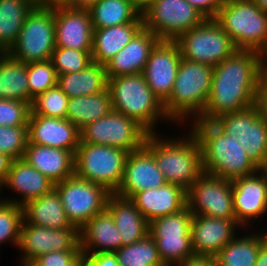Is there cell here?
<instances>
[{"instance_id":"cell-12","label":"cell","mask_w":267,"mask_h":266,"mask_svg":"<svg viewBox=\"0 0 267 266\" xmlns=\"http://www.w3.org/2000/svg\"><path fill=\"white\" fill-rule=\"evenodd\" d=\"M149 132L136 120L115 110L80 130V142L123 149L128 153L142 148Z\"/></svg>"},{"instance_id":"cell-16","label":"cell","mask_w":267,"mask_h":266,"mask_svg":"<svg viewBox=\"0 0 267 266\" xmlns=\"http://www.w3.org/2000/svg\"><path fill=\"white\" fill-rule=\"evenodd\" d=\"M17 248L21 251L22 266L49 252L81 250L79 229L76 226L56 229L22 222Z\"/></svg>"},{"instance_id":"cell-13","label":"cell","mask_w":267,"mask_h":266,"mask_svg":"<svg viewBox=\"0 0 267 266\" xmlns=\"http://www.w3.org/2000/svg\"><path fill=\"white\" fill-rule=\"evenodd\" d=\"M68 220L78 229L107 207L112 194L102 185L87 181L75 174L55 183Z\"/></svg>"},{"instance_id":"cell-29","label":"cell","mask_w":267,"mask_h":266,"mask_svg":"<svg viewBox=\"0 0 267 266\" xmlns=\"http://www.w3.org/2000/svg\"><path fill=\"white\" fill-rule=\"evenodd\" d=\"M144 27L142 14L132 23L94 29L92 60L106 65Z\"/></svg>"},{"instance_id":"cell-57","label":"cell","mask_w":267,"mask_h":266,"mask_svg":"<svg viewBox=\"0 0 267 266\" xmlns=\"http://www.w3.org/2000/svg\"><path fill=\"white\" fill-rule=\"evenodd\" d=\"M262 173L265 175L267 179V162L264 164V166L260 169Z\"/></svg>"},{"instance_id":"cell-8","label":"cell","mask_w":267,"mask_h":266,"mask_svg":"<svg viewBox=\"0 0 267 266\" xmlns=\"http://www.w3.org/2000/svg\"><path fill=\"white\" fill-rule=\"evenodd\" d=\"M55 47L54 8L34 6L8 54L27 64L50 60Z\"/></svg>"},{"instance_id":"cell-18","label":"cell","mask_w":267,"mask_h":266,"mask_svg":"<svg viewBox=\"0 0 267 266\" xmlns=\"http://www.w3.org/2000/svg\"><path fill=\"white\" fill-rule=\"evenodd\" d=\"M232 188L236 222L249 231L247 227L251 226V222L267 214V179L259 170L250 176L232 180Z\"/></svg>"},{"instance_id":"cell-4","label":"cell","mask_w":267,"mask_h":266,"mask_svg":"<svg viewBox=\"0 0 267 266\" xmlns=\"http://www.w3.org/2000/svg\"><path fill=\"white\" fill-rule=\"evenodd\" d=\"M212 76L213 67L181 59L171 95L163 104L173 124L176 122L181 125L187 121L188 124L203 114L209 99Z\"/></svg>"},{"instance_id":"cell-2","label":"cell","mask_w":267,"mask_h":266,"mask_svg":"<svg viewBox=\"0 0 267 266\" xmlns=\"http://www.w3.org/2000/svg\"><path fill=\"white\" fill-rule=\"evenodd\" d=\"M190 129L201 147L203 172L226 180L250 176L260 168L213 121L192 120Z\"/></svg>"},{"instance_id":"cell-5","label":"cell","mask_w":267,"mask_h":266,"mask_svg":"<svg viewBox=\"0 0 267 266\" xmlns=\"http://www.w3.org/2000/svg\"><path fill=\"white\" fill-rule=\"evenodd\" d=\"M108 89L112 109L136 120L149 133H156L155 125L159 120L173 123L147 85L143 73L108 78Z\"/></svg>"},{"instance_id":"cell-45","label":"cell","mask_w":267,"mask_h":266,"mask_svg":"<svg viewBox=\"0 0 267 266\" xmlns=\"http://www.w3.org/2000/svg\"><path fill=\"white\" fill-rule=\"evenodd\" d=\"M206 18H215L225 0H186Z\"/></svg>"},{"instance_id":"cell-36","label":"cell","mask_w":267,"mask_h":266,"mask_svg":"<svg viewBox=\"0 0 267 266\" xmlns=\"http://www.w3.org/2000/svg\"><path fill=\"white\" fill-rule=\"evenodd\" d=\"M0 99L22 100L29 103L27 64L0 53Z\"/></svg>"},{"instance_id":"cell-14","label":"cell","mask_w":267,"mask_h":266,"mask_svg":"<svg viewBox=\"0 0 267 266\" xmlns=\"http://www.w3.org/2000/svg\"><path fill=\"white\" fill-rule=\"evenodd\" d=\"M234 142L244 147L248 157L261 169L267 162V122L251 106L227 113L213 121Z\"/></svg>"},{"instance_id":"cell-17","label":"cell","mask_w":267,"mask_h":266,"mask_svg":"<svg viewBox=\"0 0 267 266\" xmlns=\"http://www.w3.org/2000/svg\"><path fill=\"white\" fill-rule=\"evenodd\" d=\"M182 56L175 41L160 40L143 71L147 85L164 104L170 97Z\"/></svg>"},{"instance_id":"cell-47","label":"cell","mask_w":267,"mask_h":266,"mask_svg":"<svg viewBox=\"0 0 267 266\" xmlns=\"http://www.w3.org/2000/svg\"><path fill=\"white\" fill-rule=\"evenodd\" d=\"M254 107L260 117L267 122V81L260 79L254 97Z\"/></svg>"},{"instance_id":"cell-51","label":"cell","mask_w":267,"mask_h":266,"mask_svg":"<svg viewBox=\"0 0 267 266\" xmlns=\"http://www.w3.org/2000/svg\"><path fill=\"white\" fill-rule=\"evenodd\" d=\"M255 266H267V242L260 248Z\"/></svg>"},{"instance_id":"cell-31","label":"cell","mask_w":267,"mask_h":266,"mask_svg":"<svg viewBox=\"0 0 267 266\" xmlns=\"http://www.w3.org/2000/svg\"><path fill=\"white\" fill-rule=\"evenodd\" d=\"M57 86L69 98L100 93L108 88L106 67L92 62L82 71L59 74Z\"/></svg>"},{"instance_id":"cell-55","label":"cell","mask_w":267,"mask_h":266,"mask_svg":"<svg viewBox=\"0 0 267 266\" xmlns=\"http://www.w3.org/2000/svg\"><path fill=\"white\" fill-rule=\"evenodd\" d=\"M261 10L267 11V0H252Z\"/></svg>"},{"instance_id":"cell-15","label":"cell","mask_w":267,"mask_h":266,"mask_svg":"<svg viewBox=\"0 0 267 266\" xmlns=\"http://www.w3.org/2000/svg\"><path fill=\"white\" fill-rule=\"evenodd\" d=\"M187 207L193 215L236 221L232 181L203 172L187 190Z\"/></svg>"},{"instance_id":"cell-24","label":"cell","mask_w":267,"mask_h":266,"mask_svg":"<svg viewBox=\"0 0 267 266\" xmlns=\"http://www.w3.org/2000/svg\"><path fill=\"white\" fill-rule=\"evenodd\" d=\"M160 41L150 30L142 28L133 39L105 65L108 78L143 73L155 45Z\"/></svg>"},{"instance_id":"cell-26","label":"cell","mask_w":267,"mask_h":266,"mask_svg":"<svg viewBox=\"0 0 267 266\" xmlns=\"http://www.w3.org/2000/svg\"><path fill=\"white\" fill-rule=\"evenodd\" d=\"M82 254L115 253L121 238L110 211L106 208L79 229Z\"/></svg>"},{"instance_id":"cell-11","label":"cell","mask_w":267,"mask_h":266,"mask_svg":"<svg viewBox=\"0 0 267 266\" xmlns=\"http://www.w3.org/2000/svg\"><path fill=\"white\" fill-rule=\"evenodd\" d=\"M144 28L160 40L175 41L206 17L186 0H151L141 9Z\"/></svg>"},{"instance_id":"cell-27","label":"cell","mask_w":267,"mask_h":266,"mask_svg":"<svg viewBox=\"0 0 267 266\" xmlns=\"http://www.w3.org/2000/svg\"><path fill=\"white\" fill-rule=\"evenodd\" d=\"M23 159L53 183L74 175L75 155L69 150L28 143Z\"/></svg>"},{"instance_id":"cell-43","label":"cell","mask_w":267,"mask_h":266,"mask_svg":"<svg viewBox=\"0 0 267 266\" xmlns=\"http://www.w3.org/2000/svg\"><path fill=\"white\" fill-rule=\"evenodd\" d=\"M30 112L27 101L0 99V126H27Z\"/></svg>"},{"instance_id":"cell-41","label":"cell","mask_w":267,"mask_h":266,"mask_svg":"<svg viewBox=\"0 0 267 266\" xmlns=\"http://www.w3.org/2000/svg\"><path fill=\"white\" fill-rule=\"evenodd\" d=\"M51 61L58 75L82 71L93 62L91 53L64 47H55Z\"/></svg>"},{"instance_id":"cell-58","label":"cell","mask_w":267,"mask_h":266,"mask_svg":"<svg viewBox=\"0 0 267 266\" xmlns=\"http://www.w3.org/2000/svg\"><path fill=\"white\" fill-rule=\"evenodd\" d=\"M35 6L41 7V0H30Z\"/></svg>"},{"instance_id":"cell-28","label":"cell","mask_w":267,"mask_h":266,"mask_svg":"<svg viewBox=\"0 0 267 266\" xmlns=\"http://www.w3.org/2000/svg\"><path fill=\"white\" fill-rule=\"evenodd\" d=\"M106 208L112 214L119 231L121 247L138 242L148 235L149 222L130 199L112 193L108 197Z\"/></svg>"},{"instance_id":"cell-37","label":"cell","mask_w":267,"mask_h":266,"mask_svg":"<svg viewBox=\"0 0 267 266\" xmlns=\"http://www.w3.org/2000/svg\"><path fill=\"white\" fill-rule=\"evenodd\" d=\"M115 254L119 266H165L149 234L138 242L121 247Z\"/></svg>"},{"instance_id":"cell-10","label":"cell","mask_w":267,"mask_h":266,"mask_svg":"<svg viewBox=\"0 0 267 266\" xmlns=\"http://www.w3.org/2000/svg\"><path fill=\"white\" fill-rule=\"evenodd\" d=\"M192 217V212L186 206L179 212L149 222L148 234L155 241L159 257L165 266H176L195 255L191 240Z\"/></svg>"},{"instance_id":"cell-19","label":"cell","mask_w":267,"mask_h":266,"mask_svg":"<svg viewBox=\"0 0 267 266\" xmlns=\"http://www.w3.org/2000/svg\"><path fill=\"white\" fill-rule=\"evenodd\" d=\"M166 182L152 153L143 146L128 153L121 184L114 194L130 199L135 193L158 188Z\"/></svg>"},{"instance_id":"cell-40","label":"cell","mask_w":267,"mask_h":266,"mask_svg":"<svg viewBox=\"0 0 267 266\" xmlns=\"http://www.w3.org/2000/svg\"><path fill=\"white\" fill-rule=\"evenodd\" d=\"M22 222V206L10 202L0 204V246L10 242L17 249Z\"/></svg>"},{"instance_id":"cell-49","label":"cell","mask_w":267,"mask_h":266,"mask_svg":"<svg viewBox=\"0 0 267 266\" xmlns=\"http://www.w3.org/2000/svg\"><path fill=\"white\" fill-rule=\"evenodd\" d=\"M13 160L9 155L0 153V181L3 184L7 179Z\"/></svg>"},{"instance_id":"cell-54","label":"cell","mask_w":267,"mask_h":266,"mask_svg":"<svg viewBox=\"0 0 267 266\" xmlns=\"http://www.w3.org/2000/svg\"><path fill=\"white\" fill-rule=\"evenodd\" d=\"M68 266H85V256L81 253L70 265Z\"/></svg>"},{"instance_id":"cell-44","label":"cell","mask_w":267,"mask_h":266,"mask_svg":"<svg viewBox=\"0 0 267 266\" xmlns=\"http://www.w3.org/2000/svg\"><path fill=\"white\" fill-rule=\"evenodd\" d=\"M80 254L81 250L53 251L38 256L28 266H68Z\"/></svg>"},{"instance_id":"cell-6","label":"cell","mask_w":267,"mask_h":266,"mask_svg":"<svg viewBox=\"0 0 267 266\" xmlns=\"http://www.w3.org/2000/svg\"><path fill=\"white\" fill-rule=\"evenodd\" d=\"M235 47L261 52L267 45V11L252 0H225L214 18Z\"/></svg>"},{"instance_id":"cell-1","label":"cell","mask_w":267,"mask_h":266,"mask_svg":"<svg viewBox=\"0 0 267 266\" xmlns=\"http://www.w3.org/2000/svg\"><path fill=\"white\" fill-rule=\"evenodd\" d=\"M261 79V55L253 50H236L213 67L209 99L196 120L214 121L221 115L254 106Z\"/></svg>"},{"instance_id":"cell-33","label":"cell","mask_w":267,"mask_h":266,"mask_svg":"<svg viewBox=\"0 0 267 266\" xmlns=\"http://www.w3.org/2000/svg\"><path fill=\"white\" fill-rule=\"evenodd\" d=\"M111 110V95L107 88L100 93L69 98L66 119L81 130L87 124L103 118Z\"/></svg>"},{"instance_id":"cell-39","label":"cell","mask_w":267,"mask_h":266,"mask_svg":"<svg viewBox=\"0 0 267 266\" xmlns=\"http://www.w3.org/2000/svg\"><path fill=\"white\" fill-rule=\"evenodd\" d=\"M29 104L39 94L57 85L58 74L50 60L27 63Z\"/></svg>"},{"instance_id":"cell-52","label":"cell","mask_w":267,"mask_h":266,"mask_svg":"<svg viewBox=\"0 0 267 266\" xmlns=\"http://www.w3.org/2000/svg\"><path fill=\"white\" fill-rule=\"evenodd\" d=\"M261 55V79L267 81V45L260 52Z\"/></svg>"},{"instance_id":"cell-48","label":"cell","mask_w":267,"mask_h":266,"mask_svg":"<svg viewBox=\"0 0 267 266\" xmlns=\"http://www.w3.org/2000/svg\"><path fill=\"white\" fill-rule=\"evenodd\" d=\"M176 266H217V264L213 257L194 255L178 263Z\"/></svg>"},{"instance_id":"cell-56","label":"cell","mask_w":267,"mask_h":266,"mask_svg":"<svg viewBox=\"0 0 267 266\" xmlns=\"http://www.w3.org/2000/svg\"><path fill=\"white\" fill-rule=\"evenodd\" d=\"M151 0H134V2L142 9L144 8Z\"/></svg>"},{"instance_id":"cell-59","label":"cell","mask_w":267,"mask_h":266,"mask_svg":"<svg viewBox=\"0 0 267 266\" xmlns=\"http://www.w3.org/2000/svg\"><path fill=\"white\" fill-rule=\"evenodd\" d=\"M3 187H4V185H3V183L0 181V193H1ZM3 202H5V199L1 197V199H0V204L3 203Z\"/></svg>"},{"instance_id":"cell-20","label":"cell","mask_w":267,"mask_h":266,"mask_svg":"<svg viewBox=\"0 0 267 266\" xmlns=\"http://www.w3.org/2000/svg\"><path fill=\"white\" fill-rule=\"evenodd\" d=\"M242 227L231 219L193 215L191 220L192 249L195 255L215 258Z\"/></svg>"},{"instance_id":"cell-21","label":"cell","mask_w":267,"mask_h":266,"mask_svg":"<svg viewBox=\"0 0 267 266\" xmlns=\"http://www.w3.org/2000/svg\"><path fill=\"white\" fill-rule=\"evenodd\" d=\"M56 47L92 51L93 25L89 10L54 8Z\"/></svg>"},{"instance_id":"cell-22","label":"cell","mask_w":267,"mask_h":266,"mask_svg":"<svg viewBox=\"0 0 267 266\" xmlns=\"http://www.w3.org/2000/svg\"><path fill=\"white\" fill-rule=\"evenodd\" d=\"M28 143L71 151L74 155L80 142V130L68 119L29 115Z\"/></svg>"},{"instance_id":"cell-38","label":"cell","mask_w":267,"mask_h":266,"mask_svg":"<svg viewBox=\"0 0 267 266\" xmlns=\"http://www.w3.org/2000/svg\"><path fill=\"white\" fill-rule=\"evenodd\" d=\"M68 101L69 97L56 85L32 100L30 115L66 119Z\"/></svg>"},{"instance_id":"cell-35","label":"cell","mask_w":267,"mask_h":266,"mask_svg":"<svg viewBox=\"0 0 267 266\" xmlns=\"http://www.w3.org/2000/svg\"><path fill=\"white\" fill-rule=\"evenodd\" d=\"M93 29L134 22L141 8L134 0H97L89 9Z\"/></svg>"},{"instance_id":"cell-23","label":"cell","mask_w":267,"mask_h":266,"mask_svg":"<svg viewBox=\"0 0 267 266\" xmlns=\"http://www.w3.org/2000/svg\"><path fill=\"white\" fill-rule=\"evenodd\" d=\"M130 200L150 222L184 209L187 206V191L177 184L165 183L158 188L139 191Z\"/></svg>"},{"instance_id":"cell-46","label":"cell","mask_w":267,"mask_h":266,"mask_svg":"<svg viewBox=\"0 0 267 266\" xmlns=\"http://www.w3.org/2000/svg\"><path fill=\"white\" fill-rule=\"evenodd\" d=\"M83 255L85 266H119L117 255L112 252Z\"/></svg>"},{"instance_id":"cell-25","label":"cell","mask_w":267,"mask_h":266,"mask_svg":"<svg viewBox=\"0 0 267 266\" xmlns=\"http://www.w3.org/2000/svg\"><path fill=\"white\" fill-rule=\"evenodd\" d=\"M4 188L18 193L16 198L5 197V202L23 206L26 202L39 198L51 192L55 188L49 178L29 165L24 159L13 160ZM20 197V199H18ZM22 197V198H21Z\"/></svg>"},{"instance_id":"cell-34","label":"cell","mask_w":267,"mask_h":266,"mask_svg":"<svg viewBox=\"0 0 267 266\" xmlns=\"http://www.w3.org/2000/svg\"><path fill=\"white\" fill-rule=\"evenodd\" d=\"M34 6L30 0H0V53H8L14 46Z\"/></svg>"},{"instance_id":"cell-3","label":"cell","mask_w":267,"mask_h":266,"mask_svg":"<svg viewBox=\"0 0 267 266\" xmlns=\"http://www.w3.org/2000/svg\"><path fill=\"white\" fill-rule=\"evenodd\" d=\"M157 133H149L144 146L152 153L166 182L187 191L203 173L198 139L190 128L187 134L176 138Z\"/></svg>"},{"instance_id":"cell-42","label":"cell","mask_w":267,"mask_h":266,"mask_svg":"<svg viewBox=\"0 0 267 266\" xmlns=\"http://www.w3.org/2000/svg\"><path fill=\"white\" fill-rule=\"evenodd\" d=\"M28 144V126H0V153L23 159Z\"/></svg>"},{"instance_id":"cell-32","label":"cell","mask_w":267,"mask_h":266,"mask_svg":"<svg viewBox=\"0 0 267 266\" xmlns=\"http://www.w3.org/2000/svg\"><path fill=\"white\" fill-rule=\"evenodd\" d=\"M264 231L237 235L215 257L217 266H255L258 252L267 242V229Z\"/></svg>"},{"instance_id":"cell-7","label":"cell","mask_w":267,"mask_h":266,"mask_svg":"<svg viewBox=\"0 0 267 266\" xmlns=\"http://www.w3.org/2000/svg\"><path fill=\"white\" fill-rule=\"evenodd\" d=\"M127 155L123 149L79 142L74 174L115 193L122 181Z\"/></svg>"},{"instance_id":"cell-50","label":"cell","mask_w":267,"mask_h":266,"mask_svg":"<svg viewBox=\"0 0 267 266\" xmlns=\"http://www.w3.org/2000/svg\"><path fill=\"white\" fill-rule=\"evenodd\" d=\"M97 0H68L67 8L89 10Z\"/></svg>"},{"instance_id":"cell-53","label":"cell","mask_w":267,"mask_h":266,"mask_svg":"<svg viewBox=\"0 0 267 266\" xmlns=\"http://www.w3.org/2000/svg\"><path fill=\"white\" fill-rule=\"evenodd\" d=\"M68 0H41V7L55 8L66 6Z\"/></svg>"},{"instance_id":"cell-30","label":"cell","mask_w":267,"mask_h":266,"mask_svg":"<svg viewBox=\"0 0 267 266\" xmlns=\"http://www.w3.org/2000/svg\"><path fill=\"white\" fill-rule=\"evenodd\" d=\"M22 211L23 223L56 229L73 227L55 188L39 198L26 202L22 206Z\"/></svg>"},{"instance_id":"cell-9","label":"cell","mask_w":267,"mask_h":266,"mask_svg":"<svg viewBox=\"0 0 267 266\" xmlns=\"http://www.w3.org/2000/svg\"><path fill=\"white\" fill-rule=\"evenodd\" d=\"M178 44L182 58L214 67L238 50L229 35L214 18L180 35Z\"/></svg>"}]
</instances>
